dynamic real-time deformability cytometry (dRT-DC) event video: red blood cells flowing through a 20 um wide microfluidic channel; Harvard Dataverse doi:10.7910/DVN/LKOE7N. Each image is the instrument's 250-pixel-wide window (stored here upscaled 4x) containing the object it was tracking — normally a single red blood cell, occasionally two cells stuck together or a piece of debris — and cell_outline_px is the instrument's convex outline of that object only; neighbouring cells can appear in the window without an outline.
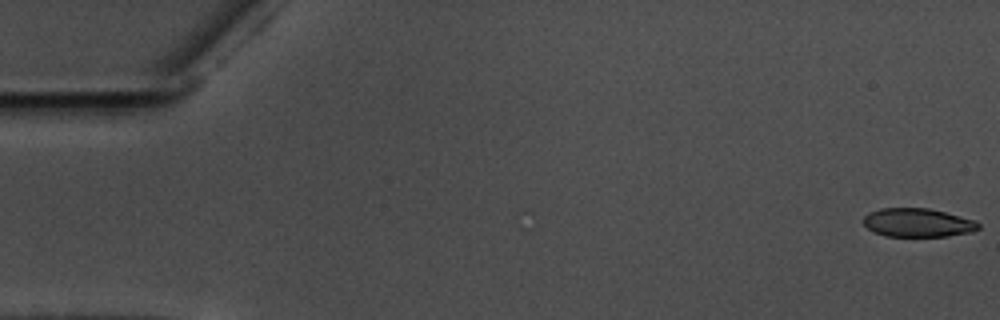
{"species": "common noctule bat (a hibernating species)", "species_latin": "Nyctalus noctula", "temperature_condition": "warm", "stored_images_in_passage": 57, "camera_frame_rate_fps": 3000, "um_per_image_px": 0.085, "animal": {"sex": "male", "body_mass_g": 17.5, "forearm_length_mm": 52.3}, "frame": {"image": 1, "passage_image": 1, "time_ms": 0.0, "image_size_px": [1000, 320], "cell_outline_px": [[980, 228], [972, 232], [948, 236], [884, 236], [872, 232], [864, 224], [864, 216], [880, 208], [928, 208], [976, 220], [980, 224]], "centroid_in_image_um": [78.03, 18.93], "position_along_channel_um": 7.0, "area_um2": 19.19}}
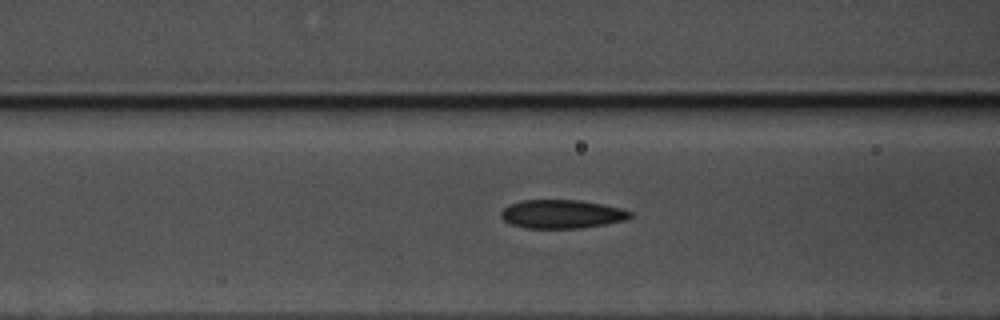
{"frame": {"image": 2, "passage_image": 23, "time_ms": 7.333, "image_size_px": [1000, 320], "cell_outline_px": [[632, 216], [624, 220], [604, 224], [580, 228], [524, 228], [512, 224], [504, 220], [500, 216], [500, 212], [504, 208], [520, 200], [580, 200], [604, 204], [620, 208], [632, 212]], "centroid_in_image_um": [47.75, 18.19], "position_along_channel_um": 118.9, "area_um2": 21.44}}
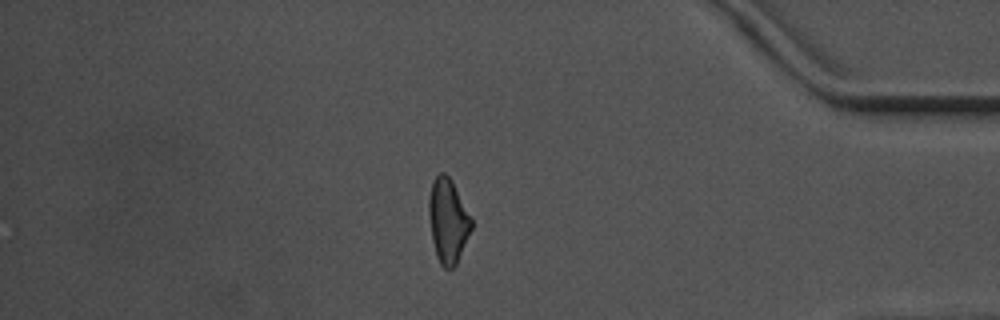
{"frame": {"image": 3, "passage_image": 49, "time_ms": 16.0, "image_size_px": [1000, 320], "cell_outline_px": [[472, 228], [456, 264], [452, 268], [444, 268], [440, 264], [436, 256], [432, 240], [428, 216], [428, 200], [432, 180], [440, 172], [444, 172], [452, 180], [472, 216]], "centroid_in_image_um": [38.07, 18.73], "position_along_channel_um": 397.1, "area_um2": 21.15}, "authors_computed_cell_mechanics": {"area_um2": 21.2126, "velocity_mm_per_s": 3.593, "shape_relaxation_time_tau1_ms": 6.5568, "shape_relaxation_time_tau2_ms": 3.5191, "deformation_change_tau1": 0.1464, "deformation_change_tau2": 0.1136}}